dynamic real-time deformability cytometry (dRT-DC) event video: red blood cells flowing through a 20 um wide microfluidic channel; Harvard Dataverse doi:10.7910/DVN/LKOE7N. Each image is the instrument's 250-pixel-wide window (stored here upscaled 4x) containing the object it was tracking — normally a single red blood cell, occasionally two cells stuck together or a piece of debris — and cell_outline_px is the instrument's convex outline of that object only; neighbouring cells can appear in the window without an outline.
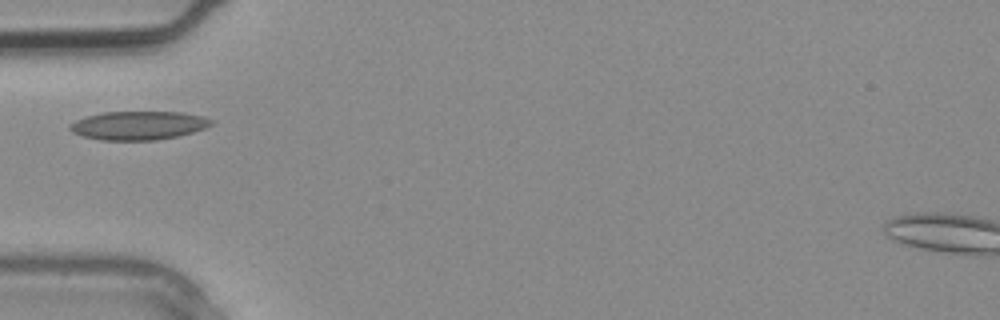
{"species": "common noctule bat (a hibernating species)", "species_latin": "Nyctalus noctula", "temperature_condition": "warm", "stored_images_in_passage": 2, "camera_frame_rate_fps": 3000, "um_per_image_px": 0.085, "animal": {"sex": "male", "body_mass_g": 20.4}, "frame": {"image": 1, "passage_image": 2, "time_ms": 0.333, "image_size_px": [1000, 320], "cell_outline_px": [[216, 120], [212, 124], [204, 128], [192, 132], [176, 136], [156, 140], [100, 140], [84, 136], [72, 132], [68, 128], [68, 124], [76, 120], [88, 116], [104, 112], [180, 112], [204, 116]], "centroid_in_image_um": [11.77, 10.66], "position_along_channel_um": 73.2, "area_um2": 23.52}}